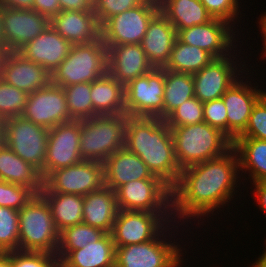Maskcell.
<instances>
[{"label":"cell","instance_id":"obj_1","mask_svg":"<svg viewBox=\"0 0 266 267\" xmlns=\"http://www.w3.org/2000/svg\"><path fill=\"white\" fill-rule=\"evenodd\" d=\"M240 173L238 155L233 147L220 157L182 169L177 184L171 189L174 223L188 227V222L192 225L191 220L194 219L195 224L200 218L199 225L205 217L208 220L217 215L214 211L218 213L226 205L229 208L241 186Z\"/></svg>","mask_w":266,"mask_h":267},{"label":"cell","instance_id":"obj_2","mask_svg":"<svg viewBox=\"0 0 266 267\" xmlns=\"http://www.w3.org/2000/svg\"><path fill=\"white\" fill-rule=\"evenodd\" d=\"M124 147L138 155L148 170L171 189L177 184L181 169L177 163L171 128L162 120L155 127H138L125 138Z\"/></svg>","mask_w":266,"mask_h":267},{"label":"cell","instance_id":"obj_3","mask_svg":"<svg viewBox=\"0 0 266 267\" xmlns=\"http://www.w3.org/2000/svg\"><path fill=\"white\" fill-rule=\"evenodd\" d=\"M180 169L220 157L233 147V142L206 122L170 127Z\"/></svg>","mask_w":266,"mask_h":267},{"label":"cell","instance_id":"obj_4","mask_svg":"<svg viewBox=\"0 0 266 267\" xmlns=\"http://www.w3.org/2000/svg\"><path fill=\"white\" fill-rule=\"evenodd\" d=\"M180 226L182 225L173 222L155 239L140 244L115 247V267H175L184 258L182 249L186 250L181 244L179 245V242L177 243L182 238L176 239L175 242L180 233Z\"/></svg>","mask_w":266,"mask_h":267},{"label":"cell","instance_id":"obj_5","mask_svg":"<svg viewBox=\"0 0 266 267\" xmlns=\"http://www.w3.org/2000/svg\"><path fill=\"white\" fill-rule=\"evenodd\" d=\"M107 47L101 37L93 42L72 45L69 55L51 73V83L60 87L92 83L107 73Z\"/></svg>","mask_w":266,"mask_h":267},{"label":"cell","instance_id":"obj_6","mask_svg":"<svg viewBox=\"0 0 266 267\" xmlns=\"http://www.w3.org/2000/svg\"><path fill=\"white\" fill-rule=\"evenodd\" d=\"M160 12L159 4L144 0L127 11L107 19L101 26V39L106 46L140 44L151 20Z\"/></svg>","mask_w":266,"mask_h":267},{"label":"cell","instance_id":"obj_7","mask_svg":"<svg viewBox=\"0 0 266 267\" xmlns=\"http://www.w3.org/2000/svg\"><path fill=\"white\" fill-rule=\"evenodd\" d=\"M49 129L23 116L4 120V143L20 158L37 169H43Z\"/></svg>","mask_w":266,"mask_h":267},{"label":"cell","instance_id":"obj_8","mask_svg":"<svg viewBox=\"0 0 266 267\" xmlns=\"http://www.w3.org/2000/svg\"><path fill=\"white\" fill-rule=\"evenodd\" d=\"M59 231L48 207L25 205L19 210V250L57 254Z\"/></svg>","mask_w":266,"mask_h":267},{"label":"cell","instance_id":"obj_9","mask_svg":"<svg viewBox=\"0 0 266 267\" xmlns=\"http://www.w3.org/2000/svg\"><path fill=\"white\" fill-rule=\"evenodd\" d=\"M235 51L237 50H234L231 55L224 58L214 59L209 65H206L200 71L192 74L194 94L199 101L204 103L222 98L227 89L236 82L241 75H245V72H249L245 60L241 57L239 58V56H241L239 55L241 51L238 50L236 54ZM237 53L239 54L237 55Z\"/></svg>","mask_w":266,"mask_h":267},{"label":"cell","instance_id":"obj_10","mask_svg":"<svg viewBox=\"0 0 266 267\" xmlns=\"http://www.w3.org/2000/svg\"><path fill=\"white\" fill-rule=\"evenodd\" d=\"M119 210L172 213L171 188L161 179L130 181L115 190Z\"/></svg>","mask_w":266,"mask_h":267},{"label":"cell","instance_id":"obj_11","mask_svg":"<svg viewBox=\"0 0 266 267\" xmlns=\"http://www.w3.org/2000/svg\"><path fill=\"white\" fill-rule=\"evenodd\" d=\"M172 213L119 210L111 232L114 246L140 244L155 239L170 223Z\"/></svg>","mask_w":266,"mask_h":267},{"label":"cell","instance_id":"obj_12","mask_svg":"<svg viewBox=\"0 0 266 267\" xmlns=\"http://www.w3.org/2000/svg\"><path fill=\"white\" fill-rule=\"evenodd\" d=\"M233 27L224 20L213 18L206 24L177 30V38L185 44L205 50L215 59L224 58L238 49L239 38L236 37L240 35V29L237 28L238 31H236Z\"/></svg>","mask_w":266,"mask_h":267},{"label":"cell","instance_id":"obj_13","mask_svg":"<svg viewBox=\"0 0 266 267\" xmlns=\"http://www.w3.org/2000/svg\"><path fill=\"white\" fill-rule=\"evenodd\" d=\"M121 130L103 115L81 120L80 153L83 160L104 162L111 154L124 148Z\"/></svg>","mask_w":266,"mask_h":267},{"label":"cell","instance_id":"obj_14","mask_svg":"<svg viewBox=\"0 0 266 267\" xmlns=\"http://www.w3.org/2000/svg\"><path fill=\"white\" fill-rule=\"evenodd\" d=\"M22 116L47 129L73 121L63 87L52 83L29 94Z\"/></svg>","mask_w":266,"mask_h":267},{"label":"cell","instance_id":"obj_15","mask_svg":"<svg viewBox=\"0 0 266 267\" xmlns=\"http://www.w3.org/2000/svg\"><path fill=\"white\" fill-rule=\"evenodd\" d=\"M245 74L234 82L222 96L227 109V137L232 142L246 129L253 106L265 93V90L258 89L259 85H255L258 84L257 82L251 83L250 76L246 72Z\"/></svg>","mask_w":266,"mask_h":267},{"label":"cell","instance_id":"obj_16","mask_svg":"<svg viewBox=\"0 0 266 267\" xmlns=\"http://www.w3.org/2000/svg\"><path fill=\"white\" fill-rule=\"evenodd\" d=\"M81 120H73L49 129L43 170L54 171L80 163Z\"/></svg>","mask_w":266,"mask_h":267},{"label":"cell","instance_id":"obj_17","mask_svg":"<svg viewBox=\"0 0 266 267\" xmlns=\"http://www.w3.org/2000/svg\"><path fill=\"white\" fill-rule=\"evenodd\" d=\"M49 25L50 19L33 9L4 7L2 20L3 44L9 52H18L29 41L46 30Z\"/></svg>","mask_w":266,"mask_h":267},{"label":"cell","instance_id":"obj_18","mask_svg":"<svg viewBox=\"0 0 266 267\" xmlns=\"http://www.w3.org/2000/svg\"><path fill=\"white\" fill-rule=\"evenodd\" d=\"M53 173L59 193L85 196L105 186L104 166L100 161L82 160Z\"/></svg>","mask_w":266,"mask_h":267},{"label":"cell","instance_id":"obj_19","mask_svg":"<svg viewBox=\"0 0 266 267\" xmlns=\"http://www.w3.org/2000/svg\"><path fill=\"white\" fill-rule=\"evenodd\" d=\"M0 78L28 94L51 83V73L19 52H8L2 64Z\"/></svg>","mask_w":266,"mask_h":267},{"label":"cell","instance_id":"obj_20","mask_svg":"<svg viewBox=\"0 0 266 267\" xmlns=\"http://www.w3.org/2000/svg\"><path fill=\"white\" fill-rule=\"evenodd\" d=\"M107 47V72L124 86L153 69L140 44Z\"/></svg>","mask_w":266,"mask_h":267},{"label":"cell","instance_id":"obj_21","mask_svg":"<svg viewBox=\"0 0 266 267\" xmlns=\"http://www.w3.org/2000/svg\"><path fill=\"white\" fill-rule=\"evenodd\" d=\"M72 45L49 25L18 52L52 73L69 55Z\"/></svg>","mask_w":266,"mask_h":267},{"label":"cell","instance_id":"obj_22","mask_svg":"<svg viewBox=\"0 0 266 267\" xmlns=\"http://www.w3.org/2000/svg\"><path fill=\"white\" fill-rule=\"evenodd\" d=\"M165 69L153 68L124 86L125 98L139 108L154 110L164 120Z\"/></svg>","mask_w":266,"mask_h":267},{"label":"cell","instance_id":"obj_23","mask_svg":"<svg viewBox=\"0 0 266 267\" xmlns=\"http://www.w3.org/2000/svg\"><path fill=\"white\" fill-rule=\"evenodd\" d=\"M105 186L115 191L130 181L141 179H160L154 176L145 162L125 147L111 154L104 162Z\"/></svg>","mask_w":266,"mask_h":267},{"label":"cell","instance_id":"obj_24","mask_svg":"<svg viewBox=\"0 0 266 267\" xmlns=\"http://www.w3.org/2000/svg\"><path fill=\"white\" fill-rule=\"evenodd\" d=\"M51 27L73 45L90 43L101 37L93 10L60 11L50 19Z\"/></svg>","mask_w":266,"mask_h":267},{"label":"cell","instance_id":"obj_25","mask_svg":"<svg viewBox=\"0 0 266 267\" xmlns=\"http://www.w3.org/2000/svg\"><path fill=\"white\" fill-rule=\"evenodd\" d=\"M177 38V31L168 19L159 12L149 23L140 43L153 68H164Z\"/></svg>","mask_w":266,"mask_h":267},{"label":"cell","instance_id":"obj_26","mask_svg":"<svg viewBox=\"0 0 266 267\" xmlns=\"http://www.w3.org/2000/svg\"><path fill=\"white\" fill-rule=\"evenodd\" d=\"M119 208L115 191L104 186L84 196L83 223L111 233Z\"/></svg>","mask_w":266,"mask_h":267},{"label":"cell","instance_id":"obj_27","mask_svg":"<svg viewBox=\"0 0 266 267\" xmlns=\"http://www.w3.org/2000/svg\"><path fill=\"white\" fill-rule=\"evenodd\" d=\"M59 267H115V246L111 233L85 247L70 251Z\"/></svg>","mask_w":266,"mask_h":267},{"label":"cell","instance_id":"obj_28","mask_svg":"<svg viewBox=\"0 0 266 267\" xmlns=\"http://www.w3.org/2000/svg\"><path fill=\"white\" fill-rule=\"evenodd\" d=\"M110 123L116 125L126 138L138 127H155L162 119L154 110L139 108L123 98L111 110L103 114Z\"/></svg>","mask_w":266,"mask_h":267},{"label":"cell","instance_id":"obj_29","mask_svg":"<svg viewBox=\"0 0 266 267\" xmlns=\"http://www.w3.org/2000/svg\"><path fill=\"white\" fill-rule=\"evenodd\" d=\"M233 148L238 155L242 180L248 173L247 178L251 183L266 180V141L255 138H236L233 141Z\"/></svg>","mask_w":266,"mask_h":267},{"label":"cell","instance_id":"obj_30","mask_svg":"<svg viewBox=\"0 0 266 267\" xmlns=\"http://www.w3.org/2000/svg\"><path fill=\"white\" fill-rule=\"evenodd\" d=\"M159 8L176 31L206 24L213 19L200 0H163Z\"/></svg>","mask_w":266,"mask_h":267},{"label":"cell","instance_id":"obj_31","mask_svg":"<svg viewBox=\"0 0 266 267\" xmlns=\"http://www.w3.org/2000/svg\"><path fill=\"white\" fill-rule=\"evenodd\" d=\"M214 59L205 50L185 44L176 38L169 61L164 69L177 73L194 74L209 65Z\"/></svg>","mask_w":266,"mask_h":267},{"label":"cell","instance_id":"obj_32","mask_svg":"<svg viewBox=\"0 0 266 267\" xmlns=\"http://www.w3.org/2000/svg\"><path fill=\"white\" fill-rule=\"evenodd\" d=\"M164 119L185 101L195 97L192 74L165 70Z\"/></svg>","mask_w":266,"mask_h":267},{"label":"cell","instance_id":"obj_33","mask_svg":"<svg viewBox=\"0 0 266 267\" xmlns=\"http://www.w3.org/2000/svg\"><path fill=\"white\" fill-rule=\"evenodd\" d=\"M25 203L30 206L50 208L59 195L55 175L52 171L38 169L33 178L24 185Z\"/></svg>","mask_w":266,"mask_h":267},{"label":"cell","instance_id":"obj_34","mask_svg":"<svg viewBox=\"0 0 266 267\" xmlns=\"http://www.w3.org/2000/svg\"><path fill=\"white\" fill-rule=\"evenodd\" d=\"M125 98L124 85L108 72L91 83V100L94 111L103 115Z\"/></svg>","mask_w":266,"mask_h":267},{"label":"cell","instance_id":"obj_35","mask_svg":"<svg viewBox=\"0 0 266 267\" xmlns=\"http://www.w3.org/2000/svg\"><path fill=\"white\" fill-rule=\"evenodd\" d=\"M105 234L106 232L101 229L84 223L64 228L59 232V244L56 254L58 262L70 251L81 249L87 243L96 242Z\"/></svg>","mask_w":266,"mask_h":267},{"label":"cell","instance_id":"obj_36","mask_svg":"<svg viewBox=\"0 0 266 267\" xmlns=\"http://www.w3.org/2000/svg\"><path fill=\"white\" fill-rule=\"evenodd\" d=\"M84 196L59 193L50 206L57 230L83 223Z\"/></svg>","mask_w":266,"mask_h":267},{"label":"cell","instance_id":"obj_37","mask_svg":"<svg viewBox=\"0 0 266 267\" xmlns=\"http://www.w3.org/2000/svg\"><path fill=\"white\" fill-rule=\"evenodd\" d=\"M38 169L16 155L5 143L0 146V180L27 184Z\"/></svg>","mask_w":266,"mask_h":267},{"label":"cell","instance_id":"obj_38","mask_svg":"<svg viewBox=\"0 0 266 267\" xmlns=\"http://www.w3.org/2000/svg\"><path fill=\"white\" fill-rule=\"evenodd\" d=\"M70 117L73 120L92 118L94 111L91 100V83H79L63 87Z\"/></svg>","mask_w":266,"mask_h":267},{"label":"cell","instance_id":"obj_39","mask_svg":"<svg viewBox=\"0 0 266 267\" xmlns=\"http://www.w3.org/2000/svg\"><path fill=\"white\" fill-rule=\"evenodd\" d=\"M19 250V211L0 206V253Z\"/></svg>","mask_w":266,"mask_h":267},{"label":"cell","instance_id":"obj_40","mask_svg":"<svg viewBox=\"0 0 266 267\" xmlns=\"http://www.w3.org/2000/svg\"><path fill=\"white\" fill-rule=\"evenodd\" d=\"M29 94L0 78V116L3 120L22 116Z\"/></svg>","mask_w":266,"mask_h":267},{"label":"cell","instance_id":"obj_41","mask_svg":"<svg viewBox=\"0 0 266 267\" xmlns=\"http://www.w3.org/2000/svg\"><path fill=\"white\" fill-rule=\"evenodd\" d=\"M164 121L169 127L189 126L204 122L203 102L193 97L173 110Z\"/></svg>","mask_w":266,"mask_h":267},{"label":"cell","instance_id":"obj_42","mask_svg":"<svg viewBox=\"0 0 266 267\" xmlns=\"http://www.w3.org/2000/svg\"><path fill=\"white\" fill-rule=\"evenodd\" d=\"M237 138H255L266 141V90L253 106L246 129Z\"/></svg>","mask_w":266,"mask_h":267},{"label":"cell","instance_id":"obj_43","mask_svg":"<svg viewBox=\"0 0 266 267\" xmlns=\"http://www.w3.org/2000/svg\"><path fill=\"white\" fill-rule=\"evenodd\" d=\"M200 2L212 18L224 20L232 24L235 29L237 28L235 24L240 23L239 19L242 18L239 17L241 15L240 4H242L239 0H200Z\"/></svg>","mask_w":266,"mask_h":267},{"label":"cell","instance_id":"obj_44","mask_svg":"<svg viewBox=\"0 0 266 267\" xmlns=\"http://www.w3.org/2000/svg\"><path fill=\"white\" fill-rule=\"evenodd\" d=\"M13 267H59L55 254L34 251H12Z\"/></svg>","mask_w":266,"mask_h":267},{"label":"cell","instance_id":"obj_45","mask_svg":"<svg viewBox=\"0 0 266 267\" xmlns=\"http://www.w3.org/2000/svg\"><path fill=\"white\" fill-rule=\"evenodd\" d=\"M144 0H99L92 9L99 25L107 19L140 5Z\"/></svg>","mask_w":266,"mask_h":267},{"label":"cell","instance_id":"obj_46","mask_svg":"<svg viewBox=\"0 0 266 267\" xmlns=\"http://www.w3.org/2000/svg\"><path fill=\"white\" fill-rule=\"evenodd\" d=\"M204 122L220 130L227 136V109L223 99H215L203 103Z\"/></svg>","mask_w":266,"mask_h":267},{"label":"cell","instance_id":"obj_47","mask_svg":"<svg viewBox=\"0 0 266 267\" xmlns=\"http://www.w3.org/2000/svg\"><path fill=\"white\" fill-rule=\"evenodd\" d=\"M25 205L24 186L0 180V206L19 211Z\"/></svg>","mask_w":266,"mask_h":267},{"label":"cell","instance_id":"obj_48","mask_svg":"<svg viewBox=\"0 0 266 267\" xmlns=\"http://www.w3.org/2000/svg\"><path fill=\"white\" fill-rule=\"evenodd\" d=\"M32 9L49 19L61 11L58 0H34Z\"/></svg>","mask_w":266,"mask_h":267},{"label":"cell","instance_id":"obj_49","mask_svg":"<svg viewBox=\"0 0 266 267\" xmlns=\"http://www.w3.org/2000/svg\"><path fill=\"white\" fill-rule=\"evenodd\" d=\"M253 188V198L257 199V206L259 207L260 211H263L264 214L266 213V180L254 182ZM255 195V196H254Z\"/></svg>","mask_w":266,"mask_h":267},{"label":"cell","instance_id":"obj_50","mask_svg":"<svg viewBox=\"0 0 266 267\" xmlns=\"http://www.w3.org/2000/svg\"><path fill=\"white\" fill-rule=\"evenodd\" d=\"M61 11L92 10L84 0H58Z\"/></svg>","mask_w":266,"mask_h":267},{"label":"cell","instance_id":"obj_51","mask_svg":"<svg viewBox=\"0 0 266 267\" xmlns=\"http://www.w3.org/2000/svg\"><path fill=\"white\" fill-rule=\"evenodd\" d=\"M34 0H0V3L12 9H32Z\"/></svg>","mask_w":266,"mask_h":267},{"label":"cell","instance_id":"obj_52","mask_svg":"<svg viewBox=\"0 0 266 267\" xmlns=\"http://www.w3.org/2000/svg\"><path fill=\"white\" fill-rule=\"evenodd\" d=\"M265 14V15H264ZM264 14H262V16L260 15V18H258L259 19V28H261V29H259L261 32V37H262V41H263V43H262V45H263V52H262V54H261V56L260 57H262L263 59H265L264 57H266V12H264Z\"/></svg>","mask_w":266,"mask_h":267},{"label":"cell","instance_id":"obj_53","mask_svg":"<svg viewBox=\"0 0 266 267\" xmlns=\"http://www.w3.org/2000/svg\"><path fill=\"white\" fill-rule=\"evenodd\" d=\"M0 267H13L12 251L7 253H0Z\"/></svg>","mask_w":266,"mask_h":267},{"label":"cell","instance_id":"obj_54","mask_svg":"<svg viewBox=\"0 0 266 267\" xmlns=\"http://www.w3.org/2000/svg\"><path fill=\"white\" fill-rule=\"evenodd\" d=\"M250 267H266V246L262 255H259L258 259Z\"/></svg>","mask_w":266,"mask_h":267},{"label":"cell","instance_id":"obj_55","mask_svg":"<svg viewBox=\"0 0 266 267\" xmlns=\"http://www.w3.org/2000/svg\"><path fill=\"white\" fill-rule=\"evenodd\" d=\"M8 50L5 47V45L3 43L0 42V73H1V69H2V64L4 63V59L6 57V55L8 54Z\"/></svg>","mask_w":266,"mask_h":267},{"label":"cell","instance_id":"obj_56","mask_svg":"<svg viewBox=\"0 0 266 267\" xmlns=\"http://www.w3.org/2000/svg\"><path fill=\"white\" fill-rule=\"evenodd\" d=\"M4 6L0 3V42L3 43V31H2V20H3Z\"/></svg>","mask_w":266,"mask_h":267},{"label":"cell","instance_id":"obj_57","mask_svg":"<svg viewBox=\"0 0 266 267\" xmlns=\"http://www.w3.org/2000/svg\"><path fill=\"white\" fill-rule=\"evenodd\" d=\"M84 1L93 9L99 0H84Z\"/></svg>","mask_w":266,"mask_h":267},{"label":"cell","instance_id":"obj_58","mask_svg":"<svg viewBox=\"0 0 266 267\" xmlns=\"http://www.w3.org/2000/svg\"><path fill=\"white\" fill-rule=\"evenodd\" d=\"M3 127H0V146L4 143Z\"/></svg>","mask_w":266,"mask_h":267},{"label":"cell","instance_id":"obj_59","mask_svg":"<svg viewBox=\"0 0 266 267\" xmlns=\"http://www.w3.org/2000/svg\"><path fill=\"white\" fill-rule=\"evenodd\" d=\"M183 260H188V259H182L175 267H183L182 264L185 262Z\"/></svg>","mask_w":266,"mask_h":267},{"label":"cell","instance_id":"obj_60","mask_svg":"<svg viewBox=\"0 0 266 267\" xmlns=\"http://www.w3.org/2000/svg\"><path fill=\"white\" fill-rule=\"evenodd\" d=\"M3 125H4V120L0 116V127H3Z\"/></svg>","mask_w":266,"mask_h":267},{"label":"cell","instance_id":"obj_61","mask_svg":"<svg viewBox=\"0 0 266 267\" xmlns=\"http://www.w3.org/2000/svg\"><path fill=\"white\" fill-rule=\"evenodd\" d=\"M149 1H153V2L160 4L163 0H149Z\"/></svg>","mask_w":266,"mask_h":267}]
</instances>
